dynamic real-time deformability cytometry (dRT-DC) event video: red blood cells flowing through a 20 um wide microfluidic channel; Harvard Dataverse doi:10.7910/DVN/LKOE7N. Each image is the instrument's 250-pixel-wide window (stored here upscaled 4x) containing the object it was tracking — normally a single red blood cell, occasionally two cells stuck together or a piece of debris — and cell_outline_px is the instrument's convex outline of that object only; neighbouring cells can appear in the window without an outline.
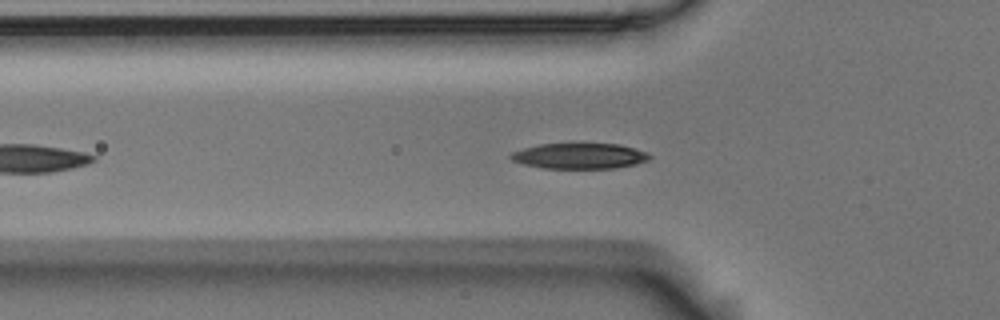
{"species": "Egyptian fruit bat (a non-hibernating species)", "species_latin": "Rousettus aegyptiacus", "temperature_condition": "room temperature", "stored_images_in_passage": 5, "camera_frame_rate_fps": 3000, "um_per_image_px": 0.085, "animal": {"sex": "male"}, "frame": {"image": 1, "passage_image": 4, "time_ms": 1.0, "image_size_px": [1000, 320], "cell_outline_px": [[652, 160], [636, 164], [616, 168], [540, 168], [524, 164], [512, 160], [508, 156], [512, 152], [524, 148], [540, 144], [620, 144], [648, 152], [652, 156]], "centroid_in_image_um": [49.31, 13.26], "position_along_channel_um": 76.5, "area_um2": 20.81}}
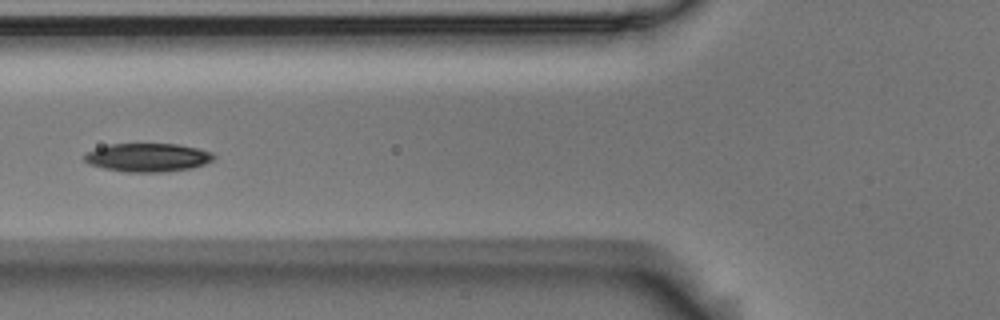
{"frame": {"image": 2, "passage_image": 5, "time_ms": 1.333, "image_size_px": [1000, 320], "cell_outline_px": [[216, 156], [212, 160], [204, 164], [192, 168], [164, 172], [124, 172], [104, 168], [88, 164], [84, 160], [84, 156], [88, 152], [96, 148], [112, 144], [176, 144], [196, 148], [212, 152]], "centroid_in_image_um": [12.56, 13.39], "position_along_channel_um": 113.2, "area_um2": 21.39}}